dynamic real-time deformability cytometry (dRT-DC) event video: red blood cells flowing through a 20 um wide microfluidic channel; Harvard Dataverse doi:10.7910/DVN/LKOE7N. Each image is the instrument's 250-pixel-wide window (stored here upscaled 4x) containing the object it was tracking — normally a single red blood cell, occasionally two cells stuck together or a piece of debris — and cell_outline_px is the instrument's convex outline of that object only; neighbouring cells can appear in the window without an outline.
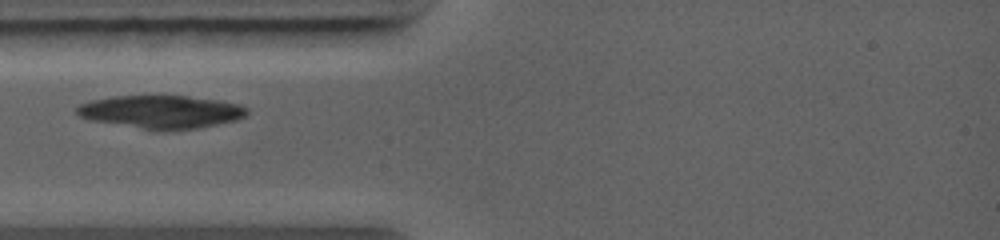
{"species": "common noctule bat (a hibernating species)", "species_latin": "Nyctalus noctula", "temperature_condition": "warm", "stored_images_in_passage": 25, "camera_frame_rate_fps": 5000, "um_per_image_px": 0.085, "animal": {"sex": "female", "body_mass_g": 19.0, "forearm_length_mm": 56.7}, "frame": {"image": 1, "passage_image": 1, "time_ms": 0.0, "image_size_px": [1000, 240], "cell_outline_px": [[248, 116], [236, 120], [200, 128], [144, 128], [88, 120], [80, 116], [76, 112], [76, 108], [80, 104], [88, 100], [112, 96], [188, 96], [220, 100], [240, 104], [248, 108]], "centroid_in_image_um": [13.72, 9.47], "position_along_channel_um": 71.3, "area_um2": 32.37}}
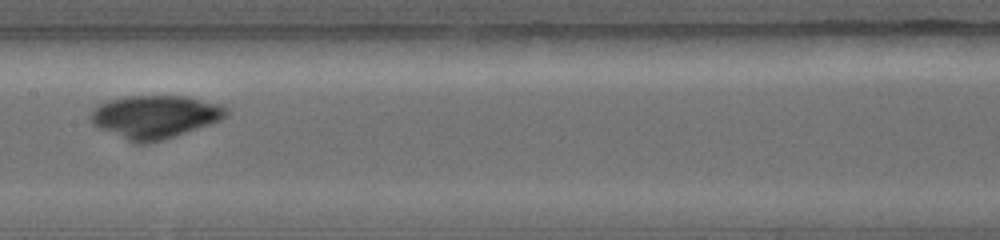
{"frame": {"image": 2, "passage_image": 12, "time_ms": 2.6, "image_size_px": [1000, 240], "cell_outline_px": [[228, 112], [220, 120], [160, 140], [144, 144], [136, 144], [96, 128], [88, 120], [92, 112], [100, 104], [108, 100], [124, 96], [184, 96], [220, 104], [228, 108]], "centroid_in_image_um": [13.09, 9.92], "position_along_channel_um": 194.3, "area_um2": 33.7}}
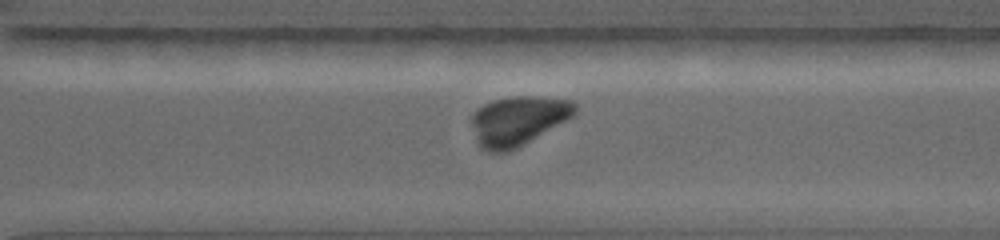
{"frame": {"image": 3, "passage_image": 22, "time_ms": 5.4, "image_size_px": [1000, 240], "cell_outline_px": [[576, 112], [572, 116], [516, 148], [504, 152], [488, 152], [480, 148], [476, 140], [472, 124], [472, 112], [476, 108], [492, 100], [512, 96], [532, 96], [572, 100], [576, 104]], "centroid_in_image_um": [43.98, 10.24], "position_along_channel_um": 326.6, "area_um2": 29.42}}